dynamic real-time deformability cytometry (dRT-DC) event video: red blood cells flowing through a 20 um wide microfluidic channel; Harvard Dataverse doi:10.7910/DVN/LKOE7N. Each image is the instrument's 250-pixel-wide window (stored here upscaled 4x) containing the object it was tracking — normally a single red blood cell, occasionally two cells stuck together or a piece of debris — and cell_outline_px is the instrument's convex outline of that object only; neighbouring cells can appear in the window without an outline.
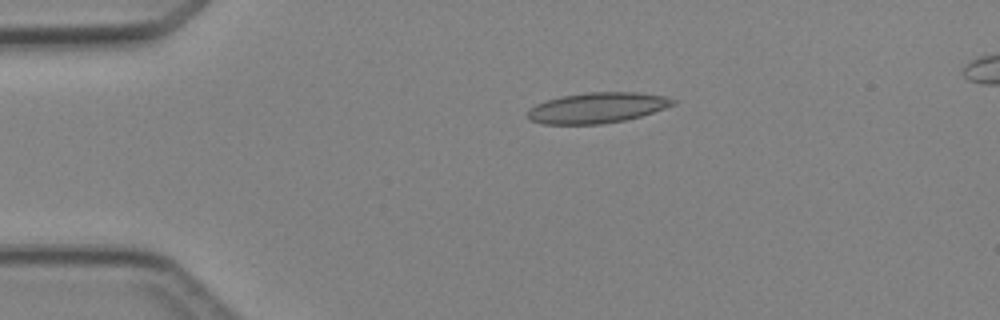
{"species": "Egyptian fruit bat (a non-hibernating species)", "species_latin": "Rousettus aegyptiacus", "temperature_condition": "cold", "stored_images_in_passage": 3, "camera_frame_rate_fps": 3000, "um_per_image_px": 0.085, "animal": {"sex": "female"}, "frame": {"image": 1, "passage_image": 1, "time_ms": 0.0, "image_size_px": [1000, 320], "cell_outline_px": [[676, 104], [640, 116], [624, 120], [600, 124], [544, 124], [528, 120], [528, 112], [536, 104], [544, 100], [560, 96], [588, 92], [636, 92], [664, 96], [676, 100]], "centroid_in_image_um": [50.74, 9.16], "position_along_channel_um": 34.3, "area_um2": 25.78}}